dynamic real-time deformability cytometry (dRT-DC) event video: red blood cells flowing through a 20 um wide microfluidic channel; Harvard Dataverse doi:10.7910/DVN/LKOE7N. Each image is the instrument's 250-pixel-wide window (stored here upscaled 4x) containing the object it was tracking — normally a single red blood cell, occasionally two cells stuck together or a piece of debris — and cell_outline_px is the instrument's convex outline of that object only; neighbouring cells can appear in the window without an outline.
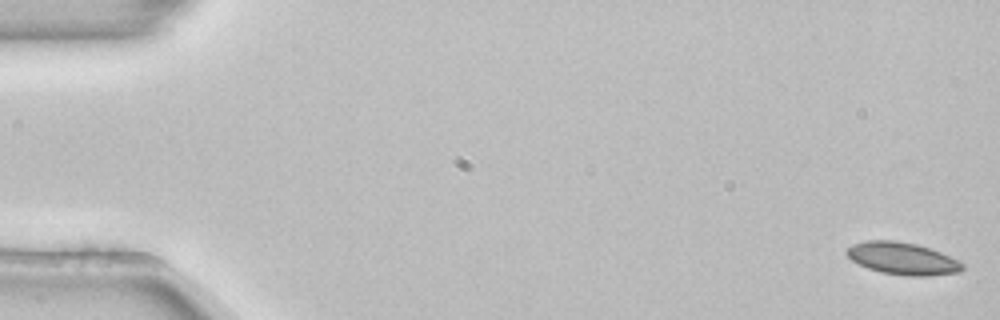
{"species": "common noctule bat (a hibernating species)", "species_latin": "Nyctalus noctula", "temperature_condition": "room temperature", "stored_images_in_passage": 4, "camera_frame_rate_fps": 3000, "um_per_image_px": 0.085, "animal": {"sex": "female", "body_mass_g": 22.7, "forearm_length_mm": 54.2}, "frame": {"image": 1, "passage_image": 1, "time_ms": 0.0, "image_size_px": [1000, 320], "cell_outline_px": [[964, 268], [960, 272], [928, 276], [904, 276], [880, 272], [868, 268], [852, 260], [844, 252], [852, 244], [864, 240], [896, 240], [916, 244], [940, 252], [964, 264]], "centroid_in_image_um": [76.69, 21.97], "position_along_channel_um": 8.3, "area_um2": 21.73}}
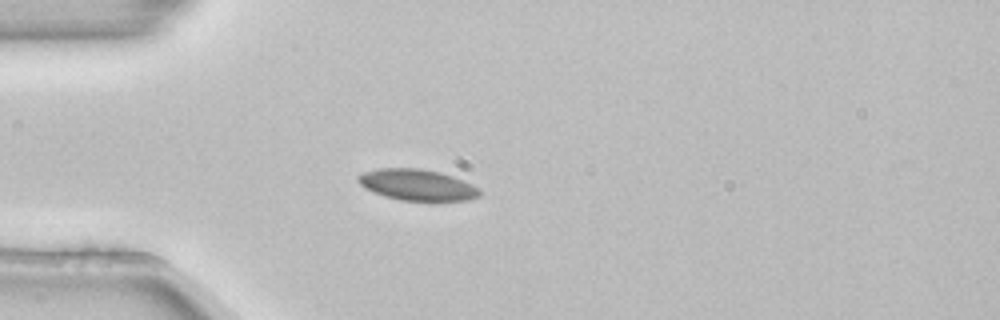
{"frame": {"image": 2, "passage_image": 4, "time_ms": 1.0, "image_size_px": [1000, 320], "cell_outline_px": [[480, 196], [464, 200], [400, 200], [384, 196], [364, 188], [356, 180], [356, 176], [364, 172], [380, 168], [420, 168], [440, 172], [452, 176], [472, 184], [480, 188]], "centroid_in_image_um": [35.43, 15.7], "position_along_channel_um": 49.6, "area_um2": 21.96}}